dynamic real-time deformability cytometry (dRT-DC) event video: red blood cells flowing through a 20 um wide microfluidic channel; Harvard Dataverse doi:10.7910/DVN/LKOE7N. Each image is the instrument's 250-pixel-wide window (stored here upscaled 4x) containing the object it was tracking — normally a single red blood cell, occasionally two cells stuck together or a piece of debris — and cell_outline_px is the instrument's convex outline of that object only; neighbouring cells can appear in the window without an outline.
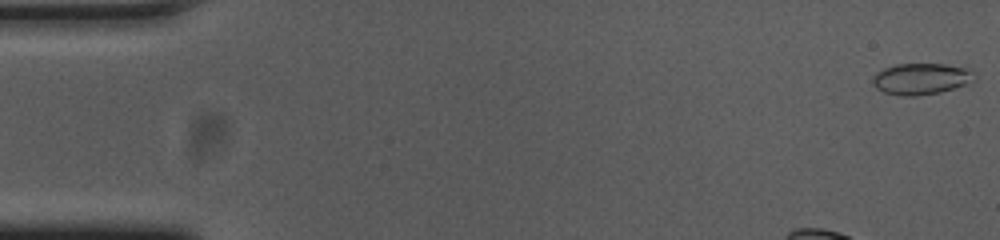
{"species": "common noctule bat (a hibernating species)", "species_latin": "Nyctalus noctula", "temperature_condition": "cold", "stored_images_in_passage": 45, "camera_frame_rate_fps": 3000, "um_per_image_px": 0.085, "animal": {"sex": "female", "body_mass_g": 23.0, "forearm_length_mm": 53.4}, "frame": {"image": 1, "passage_image": 1, "time_ms": 0.0, "image_size_px": [1000, 240], "cell_outline_px": [[976, 72], [964, 84], [940, 92], [916, 96], [900, 96], [884, 92], [876, 88], [872, 84], [872, 76], [876, 72], [884, 68], [896, 64], [944, 64], [964, 68]], "centroid_in_image_um": [78.18, 6.7], "position_along_channel_um": 6.8, "area_um2": 18.26}}
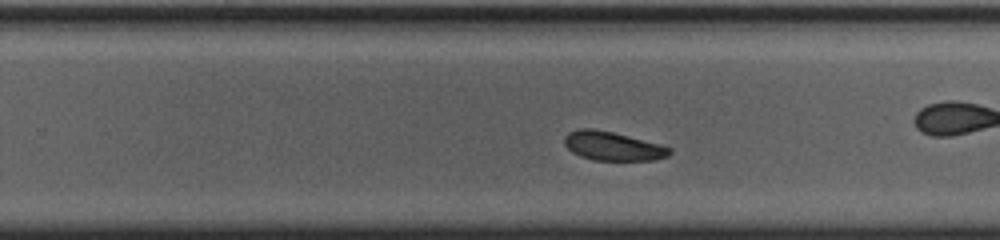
{"frame": {"image": 2, "passage_image": 32, "time_ms": 10.333, "image_size_px": [1000, 240], "cell_outline_px": [[672, 152], [668, 156], [656, 160], [592, 160], [580, 156], [572, 152], [564, 144], [564, 136], [568, 132], [580, 128], [592, 128], [612, 132], [660, 144], [672, 148]], "centroid_in_image_um": [52.07, 12.42], "position_along_channel_um": 277.7, "area_um2": 17.74}, "authors_computed_cell_mechanics": {"area_um2": 18.2648, "velocity_mm_per_s": 3.6461, "shape_relaxation_time_tau1_ms": 5.0288, "shape_relaxation_time_tau2_ms": null, "deformation_change_tau1": 0.089, "deformation_change_tau2": null}}